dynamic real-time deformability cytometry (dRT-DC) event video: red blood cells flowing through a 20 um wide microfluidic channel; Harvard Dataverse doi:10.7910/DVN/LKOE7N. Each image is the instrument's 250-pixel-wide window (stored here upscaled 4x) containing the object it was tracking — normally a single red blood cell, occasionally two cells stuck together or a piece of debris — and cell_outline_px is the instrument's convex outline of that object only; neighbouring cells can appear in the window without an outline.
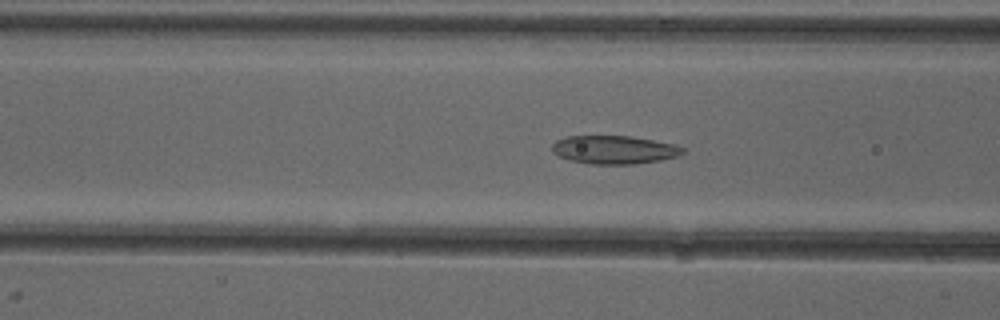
{"species": "common noctule bat (a hibernating species)", "species_latin": "Nyctalus noctula", "temperature_condition": "cold", "stored_images_in_passage": 49, "camera_frame_rate_fps": 3000, "um_per_image_px": 0.085, "animal": {"sex": "female"}, "frame": {"image": 1, "passage_image": 18, "time_ms": 5.667, "image_size_px": [1000, 320], "cell_outline_px": [[688, 152], [680, 156], [660, 160], [632, 164], [588, 164], [568, 160], [552, 152], [552, 144], [556, 140], [564, 136], [632, 136], [676, 144], [684, 148]], "centroid_in_image_um": [52.24, 12.72], "position_along_channel_um": 114.4, "area_um2": 21.91}}
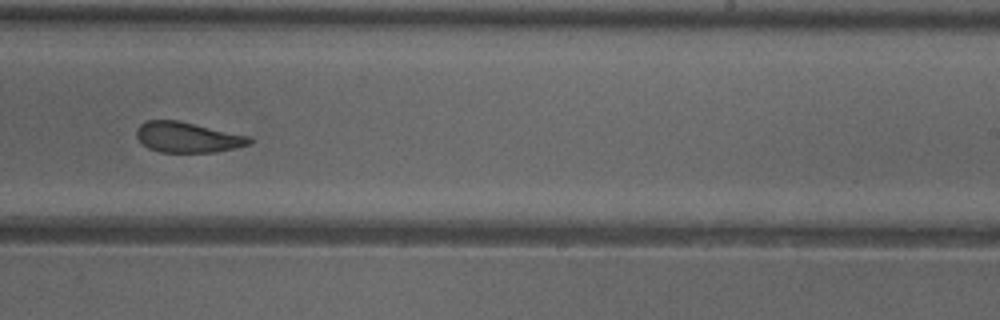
{"frame": {"image": 2, "passage_image": 30, "time_ms": 9.667, "image_size_px": [1000, 320], "cell_outline_px": [[252, 144], [236, 148], [216, 152], [160, 152], [148, 148], [136, 136], [136, 128], [140, 124], [148, 120], [180, 120], [252, 136]], "centroid_in_image_um": [16.0, 11.66], "position_along_channel_um": 273.0, "area_um2": 20.35}}
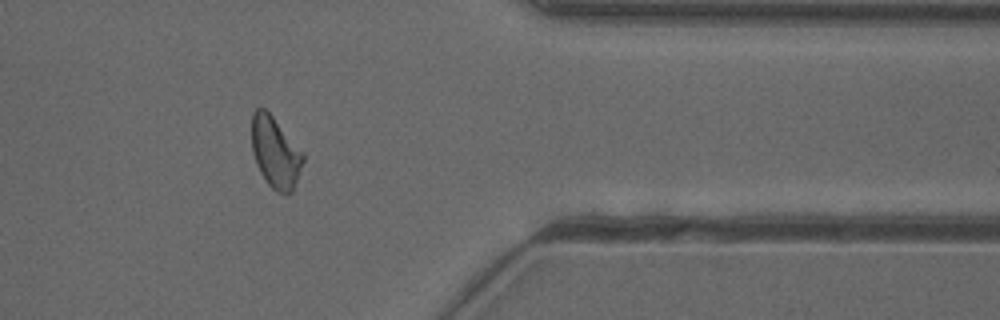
{"frame": {"image": 3, "passage_image": 40, "time_ms": 13.0, "image_size_px": [1000, 320], "cell_outline_px": [[304, 160], [292, 192], [288, 196], [276, 192], [268, 184], [260, 172], [256, 164], [252, 152], [252, 112], [256, 108], [264, 108], [272, 116], [304, 152]], "centroid_in_image_um": [23.41, 12.98], "position_along_channel_um": 388.0, "area_um2": 21.39}, "authors_computed_cell_mechanics": {"area_um2": 21.386, "velocity_mm_per_s": 3.9637, "shape_relaxation_time_tau1_ms": null, "shape_relaxation_time_tau2_ms": 1.718, "deformation_change_tau1": null, "deformation_change_tau2": 0.0978}}